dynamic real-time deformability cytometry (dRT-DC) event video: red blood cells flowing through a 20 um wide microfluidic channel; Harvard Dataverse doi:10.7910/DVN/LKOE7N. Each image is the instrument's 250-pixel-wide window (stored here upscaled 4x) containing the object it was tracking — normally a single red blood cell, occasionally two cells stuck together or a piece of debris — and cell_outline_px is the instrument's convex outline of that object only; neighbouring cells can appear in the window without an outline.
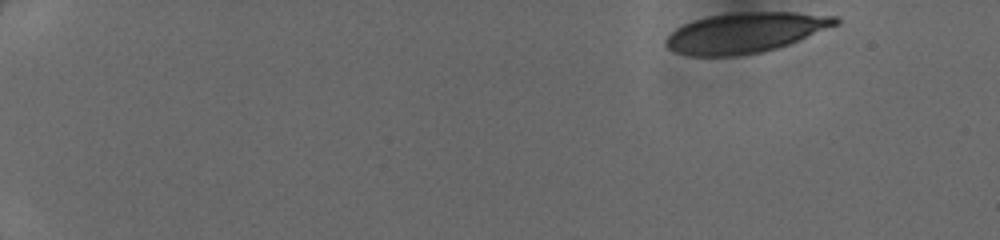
{"species": "human", "species_latin": "Homo sapiens", "temperature_condition": "cold", "stored_images_in_passage": 44, "camera_frame_rate_fps": 3000, "um_per_image_px": 0.085, "donor": {"sex": "female"}, "frame": {"image": 1, "passage_image": 1, "time_ms": 0.0, "image_size_px": [1000, 240], "cell_outline_px": [[840, 24], [788, 44], [776, 48], [760, 52], [736, 56], [688, 56], [672, 52], [664, 44], [664, 40], [676, 28], [692, 20], [708, 16], [740, 12], [796, 12], [836, 16], [840, 20]], "centroid_in_image_um": [63.33, 2.78], "position_along_channel_um": 21.7, "area_um2": 39.88}}
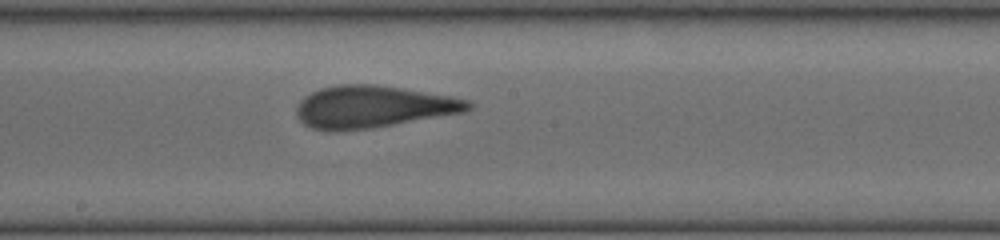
{"frame": {"image": 2, "passage_image": 25, "time_ms": 8.0, "image_size_px": [1000, 240], "cell_outline_px": [[472, 108], [464, 112], [372, 128], [336, 132], [312, 128], [304, 124], [296, 116], [296, 108], [300, 100], [304, 96], [320, 88], [340, 84], [376, 84], [452, 96], [468, 100], [472, 104]], "centroid_in_image_um": [31.67, 9.08], "position_along_channel_um": 216.5, "area_um2": 42.25}}
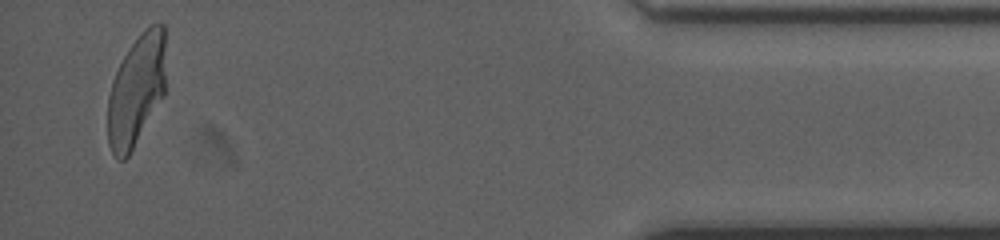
{"frame": {"image": 3, "passage_image": 43, "time_ms": 14.0, "image_size_px": [1000, 240], "cell_outline_px": [[164, 96], [128, 156], [124, 160], [120, 160], [112, 152], [108, 144], [108, 96], [112, 80], [128, 48], [152, 24], [164, 24]], "centroid_in_image_um": [11.57, 7.72], "position_along_channel_um": 423.6, "area_um2": 36.99}}